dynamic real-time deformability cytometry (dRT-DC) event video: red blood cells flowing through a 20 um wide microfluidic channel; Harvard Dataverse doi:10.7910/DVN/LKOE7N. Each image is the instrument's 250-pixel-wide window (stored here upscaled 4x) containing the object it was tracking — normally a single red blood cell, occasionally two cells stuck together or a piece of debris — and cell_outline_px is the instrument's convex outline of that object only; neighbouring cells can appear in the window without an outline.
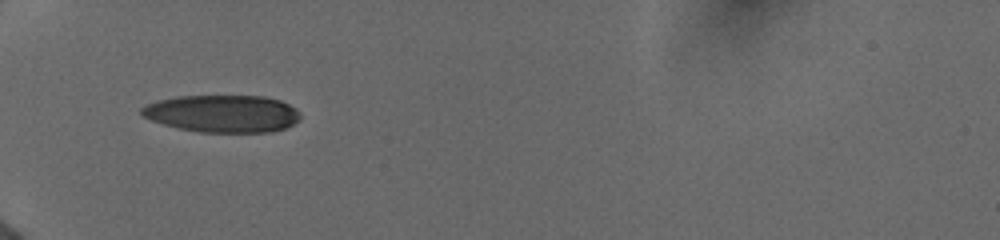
{"species": "human", "species_latin": "Homo sapiens", "temperature_condition": "cold", "stored_images_in_passage": 41, "camera_frame_rate_fps": 3000, "um_per_image_px": 0.085, "donor": {"sex": "female"}, "frame": {"image": 1, "passage_image": 1, "time_ms": 0.0, "image_size_px": [1000, 240], "cell_outline_px": [[300, 120], [288, 128], [272, 132], [200, 132], [176, 128], [152, 120], [144, 116], [140, 112], [140, 108], [148, 104], [160, 100], [176, 96], [264, 96], [280, 100], [296, 108], [300, 112]], "centroid_in_image_um": [18.97, 9.66], "position_along_channel_um": 66.0, "area_um2": 34.74}}
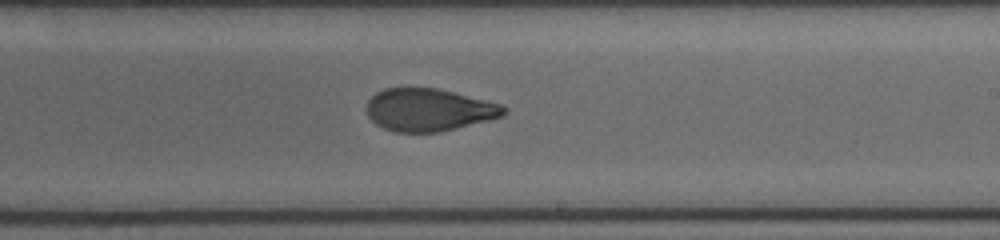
{"frame": {"image": 2, "passage_image": 16, "time_ms": 5.0, "image_size_px": [1000, 240], "cell_outline_px": [[508, 112], [504, 116], [440, 132], [396, 132], [384, 128], [376, 124], [368, 116], [368, 100], [376, 92], [384, 88], [408, 84], [436, 88], [504, 104], [508, 108]], "centroid_in_image_um": [36.46, 9.29], "position_along_channel_um": 252.5, "area_um2": 34.8}}
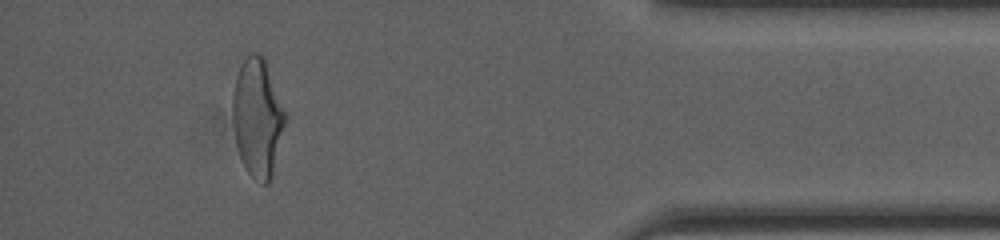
{"frame": {"image": 3, "passage_image": 35, "time_ms": 10.0, "image_size_px": [1000, 240], "cell_outline_px": [[288, 116], [272, 176], [268, 184], [260, 184], [248, 172], [240, 156], [236, 144], [232, 116], [232, 92], [236, 76], [248, 52], [256, 52], [264, 56]], "centroid_in_image_um": [21.91, 9.97], "position_along_channel_um": 413.3, "area_um2": 36.7}, "authors_computed_cell_mechanics": {"area_um2": 35.7782, "velocity_mm_per_s": 3.9303, "shape_relaxation_time_tau1_ms": 4.7448, "shape_relaxation_time_tau2_ms": 1.1263, "deformation_change_tau1": 0.1843, "deformation_change_tau2": 0.0693}}